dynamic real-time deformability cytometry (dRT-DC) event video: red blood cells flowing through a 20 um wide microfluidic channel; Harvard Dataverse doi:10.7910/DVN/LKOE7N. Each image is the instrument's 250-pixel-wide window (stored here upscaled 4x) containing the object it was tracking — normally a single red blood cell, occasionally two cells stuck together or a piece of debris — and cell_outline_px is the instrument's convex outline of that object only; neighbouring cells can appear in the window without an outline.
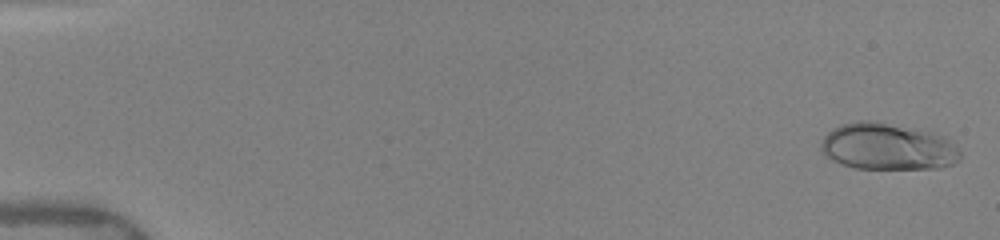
{"species": "human", "species_latin": "Homo sapiens", "temperature_condition": "warm", "stored_images_in_passage": 50, "camera_frame_rate_fps": 3000, "um_per_image_px": 0.085, "donor": {"sex": "female"}, "frame": {"image": 1, "passage_image": 1, "time_ms": 0.0, "image_size_px": [1000, 240], "cell_outline_px": [[960, 160], [952, 164], [940, 168], [856, 168], [840, 164], [824, 156], [820, 148], [820, 144], [824, 136], [832, 128], [840, 124], [856, 120], [876, 120], [932, 132], [944, 136], [956, 144], [960, 152]], "centroid_in_image_um": [75.43, 12.44], "position_along_channel_um": 9.6, "area_um2": 38.38}}
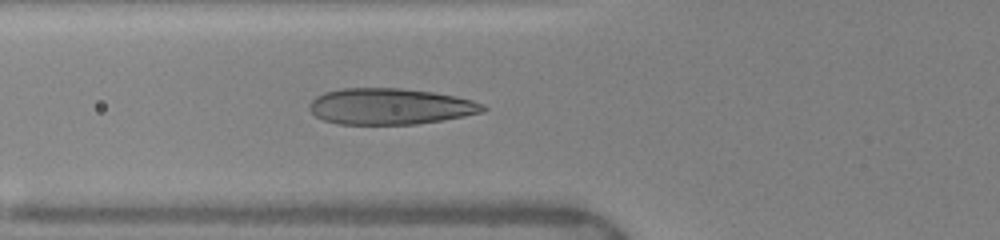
{"frame": {"image": 2, "passage_image": 19, "time_ms": 6.0, "image_size_px": [1000, 240], "cell_outline_px": [[488, 108], [484, 112], [464, 116], [416, 124], [340, 124], [324, 120], [316, 116], [308, 108], [308, 104], [316, 96], [324, 92], [340, 88], [400, 88], [432, 92], [456, 96], [472, 100], [484, 104]], "centroid_in_image_um": [33.16, 9.04], "position_along_channel_um": 92.6, "area_um2": 36.65}}
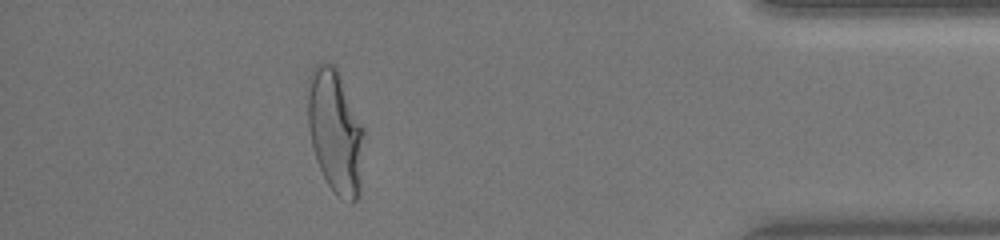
{"frame": {"image": 3, "passage_image": 45, "time_ms": 14.667, "image_size_px": [1000, 240], "cell_outline_px": [[364, 132], [360, 192], [356, 200], [352, 204], [336, 192], [328, 184], [316, 160], [308, 128], [308, 76], [312, 68], [320, 60], [324, 60], [336, 64], [364, 128]], "centroid_in_image_um": [28.5, 11.07], "position_along_channel_um": 406.7, "area_um2": 40.86}, "authors_computed_cell_mechanics": {"area_um2": 35.7782, "velocity_mm_per_s": 4.0428, "shape_relaxation_time_tau1_ms": 4.3157, "shape_relaxation_time_tau2_ms": null, "deformation_change_tau1": 0.2058, "deformation_change_tau2": null}}